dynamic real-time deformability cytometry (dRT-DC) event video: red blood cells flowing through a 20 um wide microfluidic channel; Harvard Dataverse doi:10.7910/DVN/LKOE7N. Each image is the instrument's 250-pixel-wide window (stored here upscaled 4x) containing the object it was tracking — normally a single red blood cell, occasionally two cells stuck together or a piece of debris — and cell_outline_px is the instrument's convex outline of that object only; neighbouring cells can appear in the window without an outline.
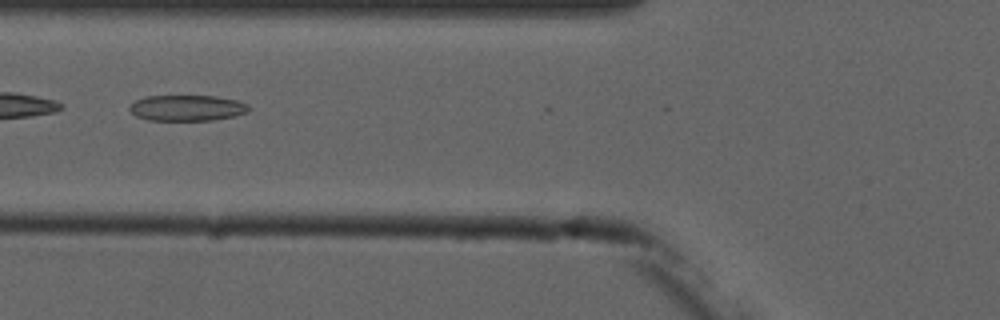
{"species": "common noctule bat (a hibernating species)", "species_latin": "Nyctalus noctula", "temperature_condition": "cold", "stored_images_in_passage": 3, "camera_frame_rate_fps": 3000, "um_per_image_px": 0.085, "animal": {"sex": "male", "forearm_length_mm": 52.5}, "frame": {"image": 1, "passage_image": 3, "time_ms": 2.333, "image_size_px": [1000, 320], "cell_outline_px": [[248, 112], [232, 116], [212, 120], [148, 120], [136, 116], [128, 108], [136, 100], [144, 96], [216, 96], [236, 100], [248, 104]], "centroid_in_image_um": [15.88, 9.17], "position_along_channel_um": 109.9, "area_um2": 17.8}}